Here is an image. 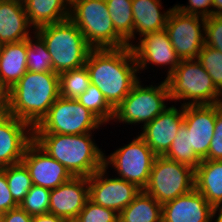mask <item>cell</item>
Here are the masks:
<instances>
[{
  "mask_svg": "<svg viewBox=\"0 0 222 222\" xmlns=\"http://www.w3.org/2000/svg\"><path fill=\"white\" fill-rule=\"evenodd\" d=\"M44 41L57 74L85 66L92 48L79 28L68 18L35 30Z\"/></svg>",
  "mask_w": 222,
  "mask_h": 222,
  "instance_id": "277c9868",
  "label": "cell"
},
{
  "mask_svg": "<svg viewBox=\"0 0 222 222\" xmlns=\"http://www.w3.org/2000/svg\"><path fill=\"white\" fill-rule=\"evenodd\" d=\"M162 7L161 0H132L133 44L134 39L165 29L172 8L165 11Z\"/></svg>",
  "mask_w": 222,
  "mask_h": 222,
  "instance_id": "44dd1931",
  "label": "cell"
},
{
  "mask_svg": "<svg viewBox=\"0 0 222 222\" xmlns=\"http://www.w3.org/2000/svg\"><path fill=\"white\" fill-rule=\"evenodd\" d=\"M164 157L188 165L193 169H196L202 161L193 149H189V132L184 123L179 127L177 136Z\"/></svg>",
  "mask_w": 222,
  "mask_h": 222,
  "instance_id": "f1b7e54d",
  "label": "cell"
},
{
  "mask_svg": "<svg viewBox=\"0 0 222 222\" xmlns=\"http://www.w3.org/2000/svg\"><path fill=\"white\" fill-rule=\"evenodd\" d=\"M27 71V39L0 45V85L10 90Z\"/></svg>",
  "mask_w": 222,
  "mask_h": 222,
  "instance_id": "7402d4cb",
  "label": "cell"
},
{
  "mask_svg": "<svg viewBox=\"0 0 222 222\" xmlns=\"http://www.w3.org/2000/svg\"><path fill=\"white\" fill-rule=\"evenodd\" d=\"M11 1H17V2H20V3H24L26 0H11Z\"/></svg>",
  "mask_w": 222,
  "mask_h": 222,
  "instance_id": "ee69618b",
  "label": "cell"
},
{
  "mask_svg": "<svg viewBox=\"0 0 222 222\" xmlns=\"http://www.w3.org/2000/svg\"><path fill=\"white\" fill-rule=\"evenodd\" d=\"M85 67L91 84L102 92L114 110L140 79L137 63L129 46L117 49H92Z\"/></svg>",
  "mask_w": 222,
  "mask_h": 222,
  "instance_id": "6da1fadb",
  "label": "cell"
},
{
  "mask_svg": "<svg viewBox=\"0 0 222 222\" xmlns=\"http://www.w3.org/2000/svg\"><path fill=\"white\" fill-rule=\"evenodd\" d=\"M165 30L180 60L198 58L204 46L205 18L172 7Z\"/></svg>",
  "mask_w": 222,
  "mask_h": 222,
  "instance_id": "8fae6325",
  "label": "cell"
},
{
  "mask_svg": "<svg viewBox=\"0 0 222 222\" xmlns=\"http://www.w3.org/2000/svg\"><path fill=\"white\" fill-rule=\"evenodd\" d=\"M104 123L76 99L59 97L34 127V134L77 135L95 133ZM95 131V132H94Z\"/></svg>",
  "mask_w": 222,
  "mask_h": 222,
  "instance_id": "ba28073f",
  "label": "cell"
},
{
  "mask_svg": "<svg viewBox=\"0 0 222 222\" xmlns=\"http://www.w3.org/2000/svg\"><path fill=\"white\" fill-rule=\"evenodd\" d=\"M5 172L7 184L14 201L20 205L33 186L30 173L23 162L1 168Z\"/></svg>",
  "mask_w": 222,
  "mask_h": 222,
  "instance_id": "4316f807",
  "label": "cell"
},
{
  "mask_svg": "<svg viewBox=\"0 0 222 222\" xmlns=\"http://www.w3.org/2000/svg\"><path fill=\"white\" fill-rule=\"evenodd\" d=\"M109 172L102 167L88 177L89 200L119 214L142 190L116 175L110 176Z\"/></svg>",
  "mask_w": 222,
  "mask_h": 222,
  "instance_id": "7c38bea8",
  "label": "cell"
},
{
  "mask_svg": "<svg viewBox=\"0 0 222 222\" xmlns=\"http://www.w3.org/2000/svg\"><path fill=\"white\" fill-rule=\"evenodd\" d=\"M197 60L212 78L216 88L222 93V52L204 45Z\"/></svg>",
  "mask_w": 222,
  "mask_h": 222,
  "instance_id": "d6a6232c",
  "label": "cell"
},
{
  "mask_svg": "<svg viewBox=\"0 0 222 222\" xmlns=\"http://www.w3.org/2000/svg\"><path fill=\"white\" fill-rule=\"evenodd\" d=\"M118 222H162V205L142 190L119 213Z\"/></svg>",
  "mask_w": 222,
  "mask_h": 222,
  "instance_id": "d4e9b609",
  "label": "cell"
},
{
  "mask_svg": "<svg viewBox=\"0 0 222 222\" xmlns=\"http://www.w3.org/2000/svg\"><path fill=\"white\" fill-rule=\"evenodd\" d=\"M18 206L9 190L5 172L0 169V215Z\"/></svg>",
  "mask_w": 222,
  "mask_h": 222,
  "instance_id": "74e56055",
  "label": "cell"
},
{
  "mask_svg": "<svg viewBox=\"0 0 222 222\" xmlns=\"http://www.w3.org/2000/svg\"><path fill=\"white\" fill-rule=\"evenodd\" d=\"M184 106H168L151 122L141 128L138 135L146 142L156 156H164L175 137L183 118Z\"/></svg>",
  "mask_w": 222,
  "mask_h": 222,
  "instance_id": "9a60e30c",
  "label": "cell"
},
{
  "mask_svg": "<svg viewBox=\"0 0 222 222\" xmlns=\"http://www.w3.org/2000/svg\"><path fill=\"white\" fill-rule=\"evenodd\" d=\"M165 80L171 102L183 106L222 103V93L197 59L181 60Z\"/></svg>",
  "mask_w": 222,
  "mask_h": 222,
  "instance_id": "5b68a950",
  "label": "cell"
},
{
  "mask_svg": "<svg viewBox=\"0 0 222 222\" xmlns=\"http://www.w3.org/2000/svg\"><path fill=\"white\" fill-rule=\"evenodd\" d=\"M86 109L96 115L105 125L114 117V109L108 104L102 92L93 84L76 99Z\"/></svg>",
  "mask_w": 222,
  "mask_h": 222,
  "instance_id": "4dcf8cb0",
  "label": "cell"
},
{
  "mask_svg": "<svg viewBox=\"0 0 222 222\" xmlns=\"http://www.w3.org/2000/svg\"><path fill=\"white\" fill-rule=\"evenodd\" d=\"M119 214L114 210L88 200L75 222H118Z\"/></svg>",
  "mask_w": 222,
  "mask_h": 222,
  "instance_id": "836d02e7",
  "label": "cell"
},
{
  "mask_svg": "<svg viewBox=\"0 0 222 222\" xmlns=\"http://www.w3.org/2000/svg\"><path fill=\"white\" fill-rule=\"evenodd\" d=\"M116 33L127 43L133 44L132 0H105Z\"/></svg>",
  "mask_w": 222,
  "mask_h": 222,
  "instance_id": "484cf974",
  "label": "cell"
},
{
  "mask_svg": "<svg viewBox=\"0 0 222 222\" xmlns=\"http://www.w3.org/2000/svg\"><path fill=\"white\" fill-rule=\"evenodd\" d=\"M173 7L184 14L197 15L203 18L213 15V0H188L187 5L176 3Z\"/></svg>",
  "mask_w": 222,
  "mask_h": 222,
  "instance_id": "8d00e7d4",
  "label": "cell"
},
{
  "mask_svg": "<svg viewBox=\"0 0 222 222\" xmlns=\"http://www.w3.org/2000/svg\"><path fill=\"white\" fill-rule=\"evenodd\" d=\"M213 15H222V0H213Z\"/></svg>",
  "mask_w": 222,
  "mask_h": 222,
  "instance_id": "7bdbcfd3",
  "label": "cell"
},
{
  "mask_svg": "<svg viewBox=\"0 0 222 222\" xmlns=\"http://www.w3.org/2000/svg\"><path fill=\"white\" fill-rule=\"evenodd\" d=\"M162 222H213V206L194 188L162 205Z\"/></svg>",
  "mask_w": 222,
  "mask_h": 222,
  "instance_id": "d6986e66",
  "label": "cell"
},
{
  "mask_svg": "<svg viewBox=\"0 0 222 222\" xmlns=\"http://www.w3.org/2000/svg\"><path fill=\"white\" fill-rule=\"evenodd\" d=\"M23 4L34 31L64 21L70 16V0H26Z\"/></svg>",
  "mask_w": 222,
  "mask_h": 222,
  "instance_id": "603a6c76",
  "label": "cell"
},
{
  "mask_svg": "<svg viewBox=\"0 0 222 222\" xmlns=\"http://www.w3.org/2000/svg\"><path fill=\"white\" fill-rule=\"evenodd\" d=\"M141 78L133 85L129 94L114 110L113 121L117 124L139 125L140 128L151 122L168 107L171 102L166 80L161 83L144 85ZM154 83V84H153ZM143 124V125H142Z\"/></svg>",
  "mask_w": 222,
  "mask_h": 222,
  "instance_id": "52a82bcc",
  "label": "cell"
},
{
  "mask_svg": "<svg viewBox=\"0 0 222 222\" xmlns=\"http://www.w3.org/2000/svg\"><path fill=\"white\" fill-rule=\"evenodd\" d=\"M213 221L222 222V204L213 207Z\"/></svg>",
  "mask_w": 222,
  "mask_h": 222,
  "instance_id": "b9f144b4",
  "label": "cell"
},
{
  "mask_svg": "<svg viewBox=\"0 0 222 222\" xmlns=\"http://www.w3.org/2000/svg\"><path fill=\"white\" fill-rule=\"evenodd\" d=\"M92 134H34V141L73 177H90L104 167L105 156Z\"/></svg>",
  "mask_w": 222,
  "mask_h": 222,
  "instance_id": "3957f363",
  "label": "cell"
},
{
  "mask_svg": "<svg viewBox=\"0 0 222 222\" xmlns=\"http://www.w3.org/2000/svg\"><path fill=\"white\" fill-rule=\"evenodd\" d=\"M32 222H69V221L65 218L47 213V214L33 216Z\"/></svg>",
  "mask_w": 222,
  "mask_h": 222,
  "instance_id": "60d3db41",
  "label": "cell"
},
{
  "mask_svg": "<svg viewBox=\"0 0 222 222\" xmlns=\"http://www.w3.org/2000/svg\"><path fill=\"white\" fill-rule=\"evenodd\" d=\"M59 97V74L27 70L8 90L9 114L34 128L48 114L50 107Z\"/></svg>",
  "mask_w": 222,
  "mask_h": 222,
  "instance_id": "7a4b0ae2",
  "label": "cell"
},
{
  "mask_svg": "<svg viewBox=\"0 0 222 222\" xmlns=\"http://www.w3.org/2000/svg\"><path fill=\"white\" fill-rule=\"evenodd\" d=\"M90 84V77L85 66L59 74L60 96L66 99H77Z\"/></svg>",
  "mask_w": 222,
  "mask_h": 222,
  "instance_id": "f546056e",
  "label": "cell"
},
{
  "mask_svg": "<svg viewBox=\"0 0 222 222\" xmlns=\"http://www.w3.org/2000/svg\"><path fill=\"white\" fill-rule=\"evenodd\" d=\"M88 200V177H72L51 190L49 213L75 221Z\"/></svg>",
  "mask_w": 222,
  "mask_h": 222,
  "instance_id": "ac0fdd59",
  "label": "cell"
},
{
  "mask_svg": "<svg viewBox=\"0 0 222 222\" xmlns=\"http://www.w3.org/2000/svg\"><path fill=\"white\" fill-rule=\"evenodd\" d=\"M204 45L222 52V15L205 18Z\"/></svg>",
  "mask_w": 222,
  "mask_h": 222,
  "instance_id": "e575fe53",
  "label": "cell"
},
{
  "mask_svg": "<svg viewBox=\"0 0 222 222\" xmlns=\"http://www.w3.org/2000/svg\"><path fill=\"white\" fill-rule=\"evenodd\" d=\"M156 155L146 142L136 135L128 144L104 156V167L114 169L118 178L135 184L141 190L147 186Z\"/></svg>",
  "mask_w": 222,
  "mask_h": 222,
  "instance_id": "30bf717a",
  "label": "cell"
},
{
  "mask_svg": "<svg viewBox=\"0 0 222 222\" xmlns=\"http://www.w3.org/2000/svg\"><path fill=\"white\" fill-rule=\"evenodd\" d=\"M34 140V128L11 114L0 119V169L22 162L26 148Z\"/></svg>",
  "mask_w": 222,
  "mask_h": 222,
  "instance_id": "e0dca14e",
  "label": "cell"
},
{
  "mask_svg": "<svg viewBox=\"0 0 222 222\" xmlns=\"http://www.w3.org/2000/svg\"><path fill=\"white\" fill-rule=\"evenodd\" d=\"M34 32L23 3L0 0V45L26 40Z\"/></svg>",
  "mask_w": 222,
  "mask_h": 222,
  "instance_id": "ffe728a7",
  "label": "cell"
},
{
  "mask_svg": "<svg viewBox=\"0 0 222 222\" xmlns=\"http://www.w3.org/2000/svg\"><path fill=\"white\" fill-rule=\"evenodd\" d=\"M207 159L222 161V103H217L214 135L210 142Z\"/></svg>",
  "mask_w": 222,
  "mask_h": 222,
  "instance_id": "d590c367",
  "label": "cell"
},
{
  "mask_svg": "<svg viewBox=\"0 0 222 222\" xmlns=\"http://www.w3.org/2000/svg\"><path fill=\"white\" fill-rule=\"evenodd\" d=\"M27 70L37 73L54 72L46 44L35 32L27 39Z\"/></svg>",
  "mask_w": 222,
  "mask_h": 222,
  "instance_id": "83f0119b",
  "label": "cell"
},
{
  "mask_svg": "<svg viewBox=\"0 0 222 222\" xmlns=\"http://www.w3.org/2000/svg\"><path fill=\"white\" fill-rule=\"evenodd\" d=\"M194 188L195 169L164 156H156L143 191L163 205Z\"/></svg>",
  "mask_w": 222,
  "mask_h": 222,
  "instance_id": "9c48e42d",
  "label": "cell"
},
{
  "mask_svg": "<svg viewBox=\"0 0 222 222\" xmlns=\"http://www.w3.org/2000/svg\"><path fill=\"white\" fill-rule=\"evenodd\" d=\"M0 222H32V216L18 206L0 215Z\"/></svg>",
  "mask_w": 222,
  "mask_h": 222,
  "instance_id": "f35d334b",
  "label": "cell"
},
{
  "mask_svg": "<svg viewBox=\"0 0 222 222\" xmlns=\"http://www.w3.org/2000/svg\"><path fill=\"white\" fill-rule=\"evenodd\" d=\"M195 189L213 207L222 204V161L202 160L195 169Z\"/></svg>",
  "mask_w": 222,
  "mask_h": 222,
  "instance_id": "cb8c5ba5",
  "label": "cell"
},
{
  "mask_svg": "<svg viewBox=\"0 0 222 222\" xmlns=\"http://www.w3.org/2000/svg\"><path fill=\"white\" fill-rule=\"evenodd\" d=\"M134 43L137 44H132L130 47L140 74L142 73L141 71L149 69V66H165L167 75L163 78L166 79L180 64L181 60L172 47L165 29L145 34Z\"/></svg>",
  "mask_w": 222,
  "mask_h": 222,
  "instance_id": "4fadbf2b",
  "label": "cell"
},
{
  "mask_svg": "<svg viewBox=\"0 0 222 222\" xmlns=\"http://www.w3.org/2000/svg\"><path fill=\"white\" fill-rule=\"evenodd\" d=\"M105 0H70L69 19L92 49H117L127 43L116 33Z\"/></svg>",
  "mask_w": 222,
  "mask_h": 222,
  "instance_id": "8992f818",
  "label": "cell"
},
{
  "mask_svg": "<svg viewBox=\"0 0 222 222\" xmlns=\"http://www.w3.org/2000/svg\"><path fill=\"white\" fill-rule=\"evenodd\" d=\"M9 114L8 90L0 85V119Z\"/></svg>",
  "mask_w": 222,
  "mask_h": 222,
  "instance_id": "ab89813d",
  "label": "cell"
},
{
  "mask_svg": "<svg viewBox=\"0 0 222 222\" xmlns=\"http://www.w3.org/2000/svg\"><path fill=\"white\" fill-rule=\"evenodd\" d=\"M50 192L51 190L45 187L33 185L19 206L32 217L47 214L49 213Z\"/></svg>",
  "mask_w": 222,
  "mask_h": 222,
  "instance_id": "1f68e13d",
  "label": "cell"
},
{
  "mask_svg": "<svg viewBox=\"0 0 222 222\" xmlns=\"http://www.w3.org/2000/svg\"><path fill=\"white\" fill-rule=\"evenodd\" d=\"M22 162L35 186L53 190L73 176L57 160L47 154L34 140L26 148Z\"/></svg>",
  "mask_w": 222,
  "mask_h": 222,
  "instance_id": "2e32d148",
  "label": "cell"
},
{
  "mask_svg": "<svg viewBox=\"0 0 222 222\" xmlns=\"http://www.w3.org/2000/svg\"><path fill=\"white\" fill-rule=\"evenodd\" d=\"M216 116L217 103L184 106L183 123L189 132V149H193L201 160H207Z\"/></svg>",
  "mask_w": 222,
  "mask_h": 222,
  "instance_id": "5bb4252c",
  "label": "cell"
}]
</instances>
